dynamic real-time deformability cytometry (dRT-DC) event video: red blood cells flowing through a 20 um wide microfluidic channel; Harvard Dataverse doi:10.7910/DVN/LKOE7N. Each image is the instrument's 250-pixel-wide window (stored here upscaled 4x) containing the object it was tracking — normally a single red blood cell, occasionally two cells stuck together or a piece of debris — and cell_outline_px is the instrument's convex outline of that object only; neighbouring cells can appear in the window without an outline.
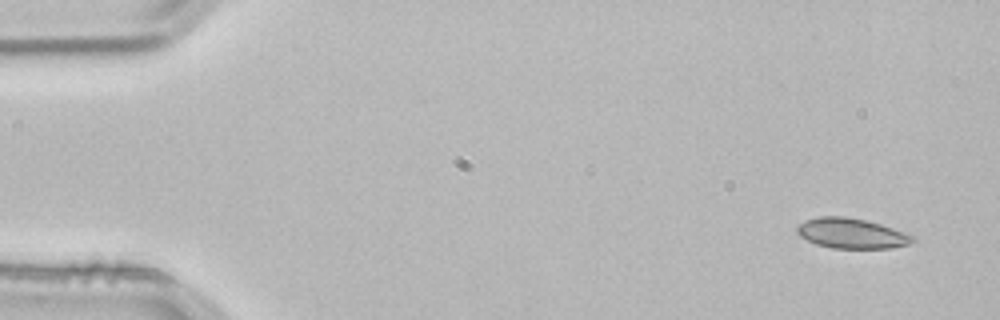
{"species": "common noctule bat (a hibernating species)", "species_latin": "Nyctalus noctula", "temperature_condition": "room temperature", "stored_images_in_passage": 3, "camera_frame_rate_fps": 3000, "um_per_image_px": 0.085, "animal": {"sex": "male", "body_mass_g": 21.5, "forearm_length_mm": 52.0}, "frame": {"image": 1, "passage_image": 1, "time_ms": 0.0, "image_size_px": [1000, 320], "cell_outline_px": [[916, 240], [908, 244], [892, 248], [832, 248], [816, 244], [800, 236], [796, 232], [796, 228], [804, 220], [820, 216], [844, 216], [864, 220], [880, 224], [916, 236]], "centroid_in_image_um": [72.38, 19.84], "position_along_channel_um": 12.6, "area_um2": 20.29}}
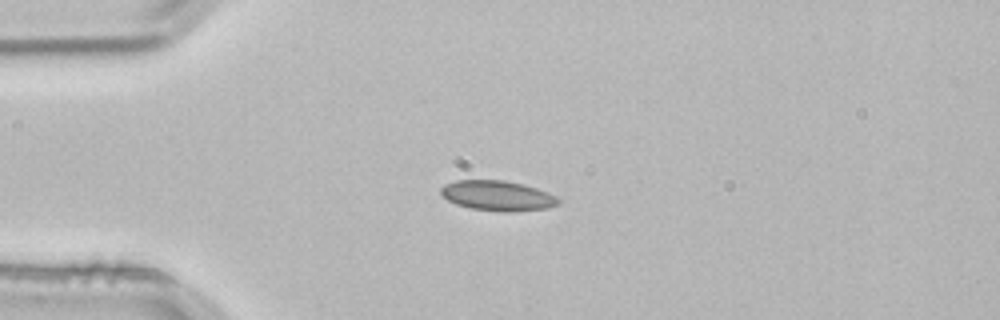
{"frame": {"image": 2, "passage_image": 3, "time_ms": 0.667, "image_size_px": [1000, 320], "cell_outline_px": [[560, 204], [548, 208], [472, 208], [456, 204], [448, 200], [440, 192], [440, 188], [444, 184], [456, 180], [504, 180], [524, 184], [548, 192], [556, 196], [560, 200]], "centroid_in_image_um": [42.26, 16.56], "position_along_channel_um": 42.7, "area_um2": 19.48}}